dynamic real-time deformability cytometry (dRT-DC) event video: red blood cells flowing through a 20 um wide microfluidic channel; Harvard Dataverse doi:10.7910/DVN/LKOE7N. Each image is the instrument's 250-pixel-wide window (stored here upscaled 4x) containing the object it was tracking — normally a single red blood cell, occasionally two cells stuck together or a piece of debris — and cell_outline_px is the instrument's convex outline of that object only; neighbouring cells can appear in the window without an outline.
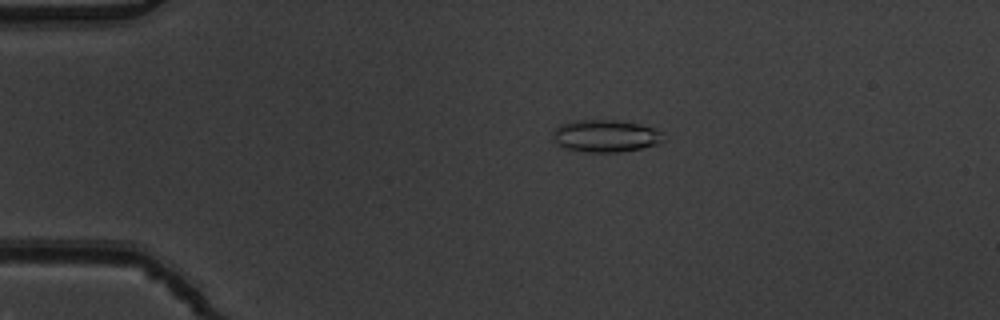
{"species": "common noctule bat (a hibernating species)", "species_latin": "Nyctalus noctula", "temperature_condition": "warm", "stored_images_in_passage": 53, "camera_frame_rate_fps": 3000, "um_per_image_px": 0.085, "animal": {"sex": "male", "body_mass_g": 19.5, "forearm_length_mm": 54.6}, "frame": {"image": 1, "passage_image": 12, "time_ms": 3.667, "image_size_px": [1000, 320], "cell_outline_px": [[664, 140], [660, 144], [620, 152], [588, 152], [564, 148], [556, 144], [552, 140], [552, 132], [560, 124], [576, 120], [616, 120], [640, 124], [656, 128], [660, 132]], "centroid_in_image_um": [51.45, 11.55], "position_along_channel_um": 33.6, "area_um2": 20.98}}
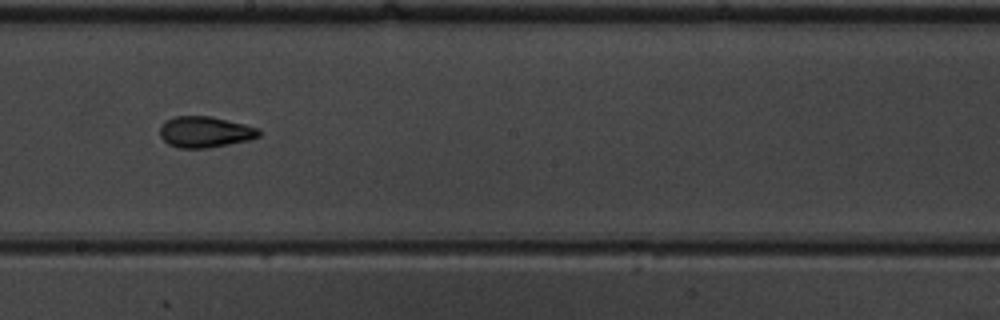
{"frame": {"image": 2, "passage_image": 31, "time_ms": 10.0, "image_size_px": [1000, 320], "cell_outline_px": [[260, 136], [252, 140], [208, 148], [180, 148], [168, 144], [160, 136], [160, 128], [168, 120], [176, 116], [208, 116], [244, 124], [260, 128]], "centroid_in_image_um": [17.47, 11.23], "position_along_channel_um": 230.7, "area_um2": 17.86}}
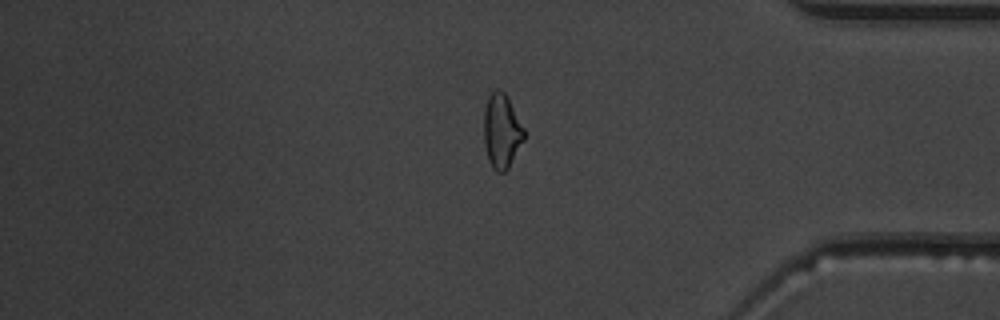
{"frame": {"image": 3, "passage_image": 45, "time_ms": 14.667, "image_size_px": [1000, 320], "cell_outline_px": [[524, 140], [508, 168], [504, 172], [496, 172], [492, 168], [488, 160], [484, 144], [484, 112], [488, 96], [496, 88], [500, 88], [508, 96], [524, 128]], "centroid_in_image_um": [42.64, 11.12], "position_along_channel_um": 392.6, "area_um2": 17.57}, "authors_computed_cell_mechanics": {"area_um2": 18.6116, "velocity_mm_per_s": 3.9105, "shape_relaxation_time_tau1_ms": null, "shape_relaxation_time_tau2_ms": 2.0785, "deformation_change_tau1": null, "deformation_change_tau2": 0.0881}}